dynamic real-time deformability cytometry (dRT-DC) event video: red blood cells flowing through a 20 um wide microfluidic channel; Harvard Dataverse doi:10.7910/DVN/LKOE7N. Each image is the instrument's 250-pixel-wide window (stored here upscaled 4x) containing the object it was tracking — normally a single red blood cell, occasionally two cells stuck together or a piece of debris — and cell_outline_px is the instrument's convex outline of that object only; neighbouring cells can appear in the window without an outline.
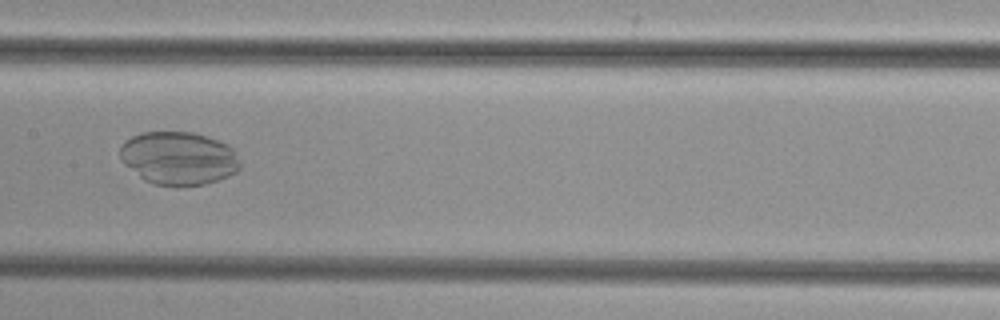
{"species": "common noctule bat (a hibernating species)", "species_latin": "Nyctalus noctula", "temperature_condition": "cold", "stored_images_in_passage": 51, "camera_frame_rate_fps": 3000, "um_per_image_px": 0.085, "animal": {"sex": "female", "body_mass_g": 29.2, "forearm_length_mm": 56.3}, "frame": {"image": 1, "passage_image": 26, "time_ms": 8.333, "image_size_px": [1000, 320], "cell_outline_px": [[240, 168], [236, 172], [228, 176], [204, 184], [152, 184], [144, 180], [124, 164], [120, 160], [120, 148], [124, 140], [140, 132], [192, 132], [208, 136], [228, 144], [236, 152], [240, 164]], "centroid_in_image_um": [15.17, 13.41], "position_along_channel_um": 192.2, "area_um2": 37.05}}
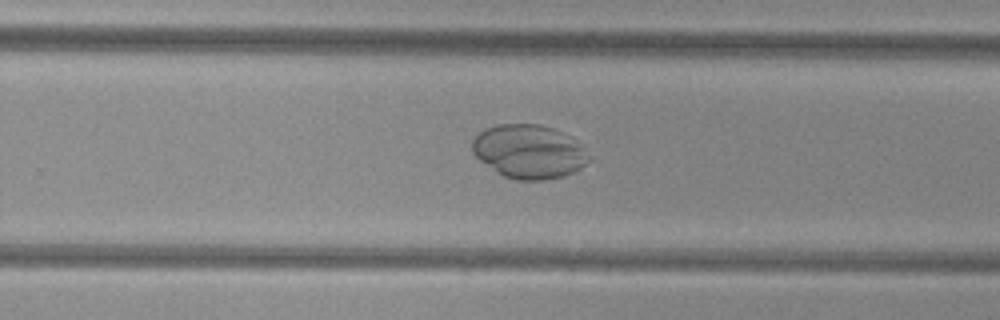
{"frame": {"image": 2, "passage_image": 33, "time_ms": 10.667, "image_size_px": [1000, 320], "cell_outline_px": [[592, 160], [576, 172], [564, 176], [544, 180], [516, 180], [504, 176], [496, 172], [480, 160], [472, 152], [472, 140], [484, 128], [496, 124], [540, 124], [552, 128], [568, 136], [592, 156]], "centroid_in_image_um": [44.96, 12.9], "position_along_channel_um": 284.8, "area_um2": 36.65}}
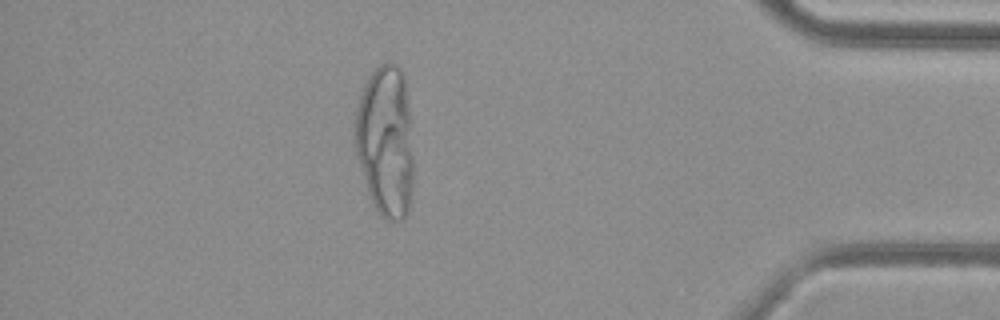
{"frame": {"image": 3, "passage_image": 45, "time_ms": 14.667, "image_size_px": [1000, 320], "cell_outline_px": [[412, 192], [408, 212], [404, 220], [384, 220], [380, 216], [372, 204], [368, 192], [356, 152], [352, 132], [356, 108], [364, 84], [368, 76], [384, 60], [392, 60], [404, 72], [408, 108], [412, 156]], "centroid_in_image_um": [32.74, 11.98], "position_along_channel_um": 402.5, "area_um2": 52.25}}